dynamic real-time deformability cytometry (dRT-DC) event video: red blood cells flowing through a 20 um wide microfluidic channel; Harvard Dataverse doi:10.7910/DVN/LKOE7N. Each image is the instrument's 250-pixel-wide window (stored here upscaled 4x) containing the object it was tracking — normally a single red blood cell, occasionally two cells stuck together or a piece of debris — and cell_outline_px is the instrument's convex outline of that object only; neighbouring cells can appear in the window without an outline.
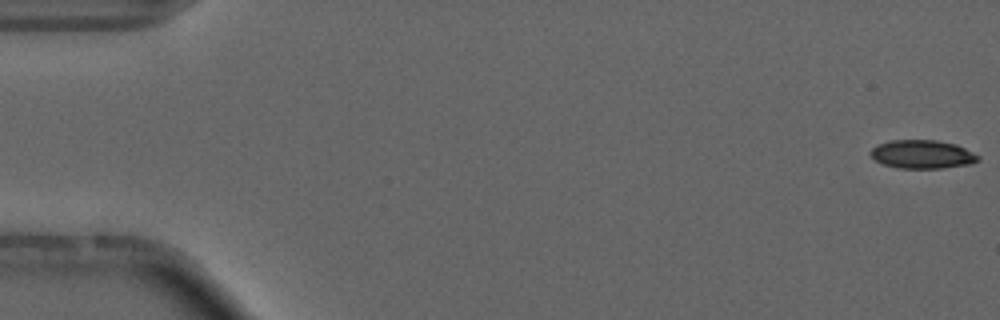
{"species": "common noctule bat (a hibernating species)", "species_latin": "Nyctalus noctula", "temperature_condition": "cold", "stored_images_in_passage": 15, "camera_frame_rate_fps": 3000, "um_per_image_px": 0.085, "animal": {"sex": "male", "forearm_length_mm": 52.5}, "frame": {"image": 1, "passage_image": 1, "time_ms": 0.0, "image_size_px": [1000, 320], "cell_outline_px": [[980, 160], [972, 164], [940, 168], [900, 168], [884, 164], [876, 160], [868, 152], [876, 144], [888, 140], [936, 140], [956, 144], [980, 156]], "centroid_in_image_um": [78.39, 13.1], "position_along_channel_um": 6.6, "area_um2": 17.92}}
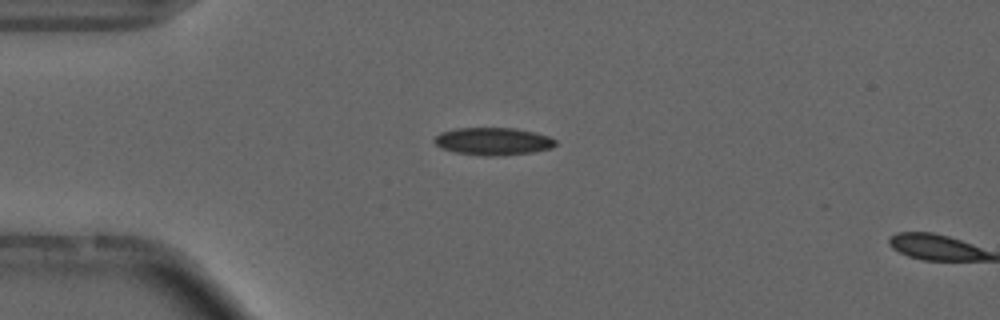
{"frame": {"image": 2, "passage_image": 14, "time_ms": 4.333, "image_size_px": [1000, 320], "cell_outline_px": [[556, 144], [552, 148], [532, 152], [496, 156], [484, 156], [456, 152], [440, 148], [432, 140], [440, 132], [456, 128], [516, 128], [536, 132], [548, 136], [556, 140]], "centroid_in_image_um": [41.9, 12.01], "position_along_channel_um": 43.1, "area_um2": 19.54}}